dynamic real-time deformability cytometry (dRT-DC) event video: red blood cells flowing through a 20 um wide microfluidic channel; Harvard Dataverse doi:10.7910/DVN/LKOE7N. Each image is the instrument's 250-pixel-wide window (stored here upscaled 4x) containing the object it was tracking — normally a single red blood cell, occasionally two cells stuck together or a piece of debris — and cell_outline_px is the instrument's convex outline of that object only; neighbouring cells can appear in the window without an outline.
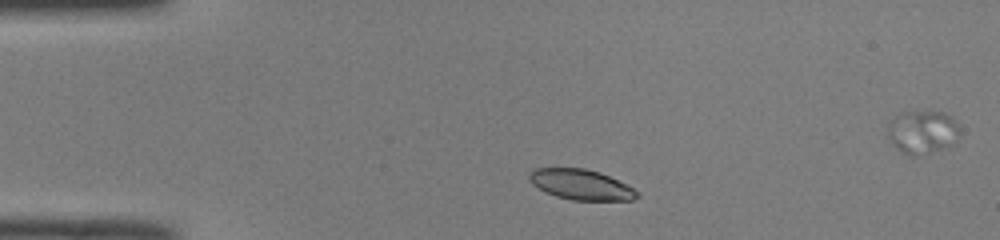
{"species": "common noctule bat (a hibernating species)", "species_latin": "Nyctalus noctula", "temperature_condition": "room temperature", "stored_images_in_passage": 41, "segment_of_instrument_passage": [1, 2], "camera_frame_rate_fps": 3000, "um_per_image_px": 0.085, "animal": {"sex": "male", "body_mass_g": 19.0, "forearm_length_mm": 50.8}, "frame": {"image": 1, "passage_image": 1, "time_ms": 0.0, "image_size_px": [1000, 240], "cell_outline_px": [[640, 196], [632, 200], [572, 200], [556, 196], [544, 192], [532, 184], [528, 180], [528, 172], [532, 168], [584, 168], [600, 172], [640, 192]], "centroid_in_image_um": [49.33, 15.69], "position_along_channel_um": 35.7, "area_um2": 19.13}}
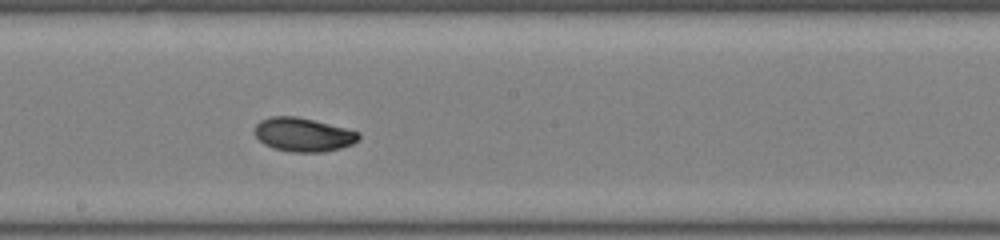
{"frame": {"image": 2, "passage_image": 18, "time_ms": 5.667, "image_size_px": [1000, 240], "cell_outline_px": [[360, 136], [352, 144], [340, 148], [324, 152], [288, 152], [272, 148], [264, 144], [252, 132], [256, 124], [260, 120], [272, 116], [296, 116], [360, 132]], "centroid_in_image_um": [25.72, 11.45], "position_along_channel_um": 222.5, "area_um2": 20.46}}
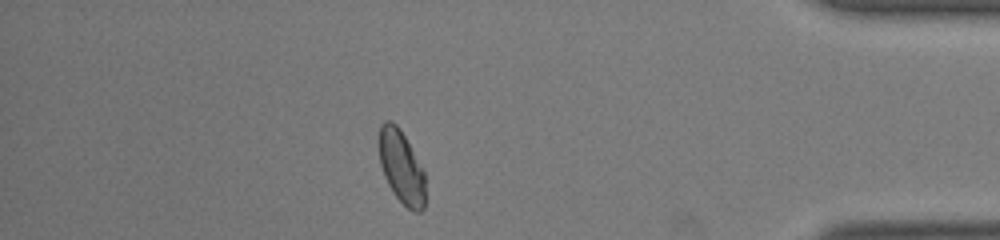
{"frame": {"image": 3, "passage_image": 34, "time_ms": 11.0, "image_size_px": [1000, 240], "cell_outline_px": [[424, 208], [420, 212], [412, 212], [392, 192], [384, 176], [380, 164], [376, 140], [380, 124], [384, 120], [392, 120], [400, 128], [424, 168]], "centroid_in_image_um": [34.08, 14.12], "position_along_channel_um": 401.1, "area_um2": 20.35}}